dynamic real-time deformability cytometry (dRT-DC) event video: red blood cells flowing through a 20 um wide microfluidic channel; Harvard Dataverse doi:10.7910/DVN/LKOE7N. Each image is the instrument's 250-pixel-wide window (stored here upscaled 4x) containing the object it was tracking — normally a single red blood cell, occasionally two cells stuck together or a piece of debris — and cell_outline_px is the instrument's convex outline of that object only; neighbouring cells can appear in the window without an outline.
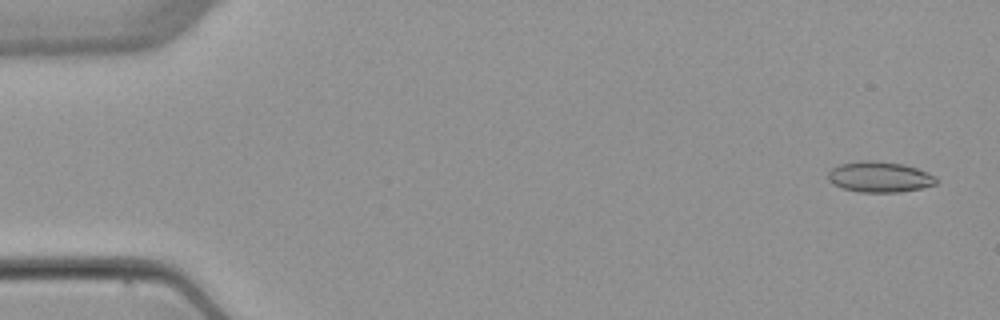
{"species": "common noctule bat (a hibernating species)", "species_latin": "Nyctalus noctula", "temperature_condition": "warm", "stored_images_in_passage": 6, "camera_frame_rate_fps": 3000, "um_per_image_px": 0.085, "animal": {"sex": "female", "body_mass_g": 22.7, "forearm_length_mm": 54.2}, "frame": {"image": 1, "passage_image": 1, "time_ms": 0.0, "image_size_px": [1000, 320], "cell_outline_px": [[936, 184], [920, 188], [900, 192], [860, 192], [844, 188], [832, 184], [828, 180], [828, 172], [832, 168], [840, 164], [860, 160], [876, 160], [904, 164], [928, 172], [936, 176]], "centroid_in_image_um": [74.75, 15.02], "position_along_channel_um": 10.2, "area_um2": 19.42}}
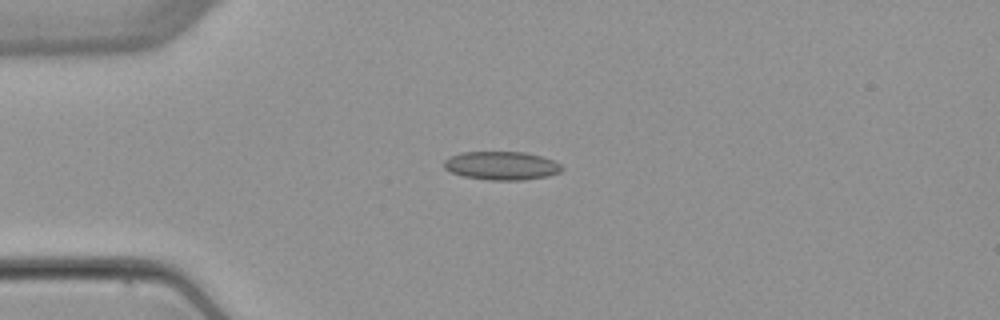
{"frame": {"image": 2, "passage_image": 4, "time_ms": 3.667, "image_size_px": [1000, 320], "cell_outline_px": [[564, 168], [560, 172], [548, 176], [524, 180], [488, 180], [464, 176], [452, 172], [444, 168], [444, 160], [448, 156], [460, 152], [524, 152], [540, 156], [552, 160], [560, 164]], "centroid_in_image_um": [42.62, 14.08], "position_along_channel_um": 42.4, "area_um2": 19.59}}
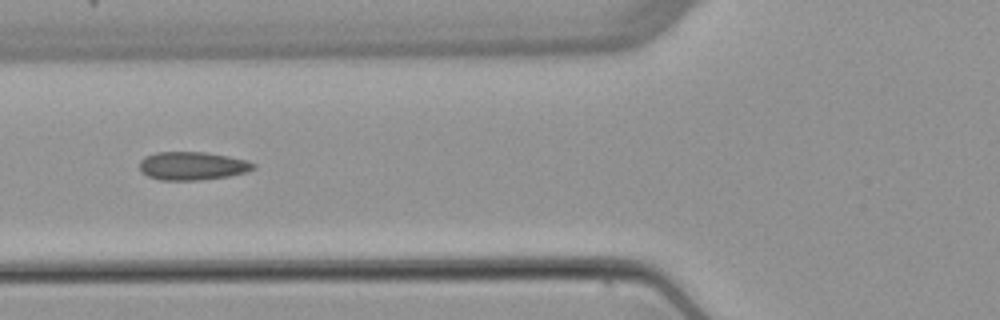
{"frame": {"image": 3, "passage_image": 6, "time_ms": 6.0, "image_size_px": [1000, 320], "cell_outline_px": [[256, 168], [248, 172], [228, 176], [200, 180], [160, 180], [148, 176], [140, 172], [140, 160], [144, 156], [156, 152], [204, 152], [228, 156], [248, 160], [256, 164]], "centroid_in_image_um": [16.36, 14.1], "position_along_channel_um": 109.4, "area_um2": 18.96}}